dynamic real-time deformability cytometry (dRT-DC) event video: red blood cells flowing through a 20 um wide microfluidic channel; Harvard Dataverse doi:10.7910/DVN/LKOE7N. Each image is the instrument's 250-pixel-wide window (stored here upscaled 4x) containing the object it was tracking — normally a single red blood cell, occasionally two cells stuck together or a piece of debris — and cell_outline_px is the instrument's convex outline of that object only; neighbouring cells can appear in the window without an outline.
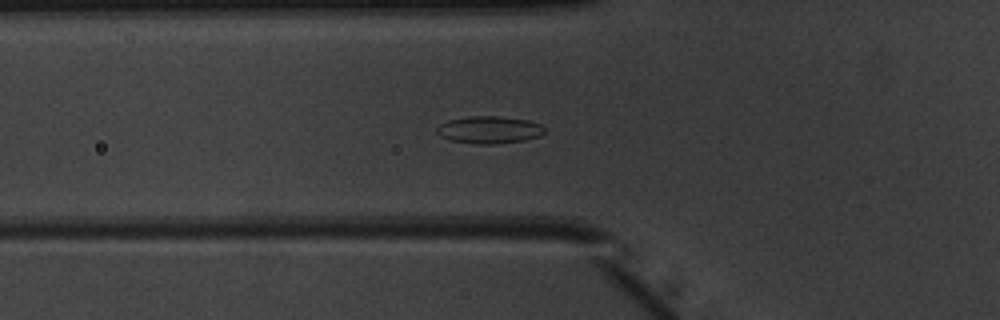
{"species": "common noctule bat (a hibernating species)", "species_latin": "Nyctalus noctula", "temperature_condition": "warm", "stored_images_in_passage": 52, "camera_frame_rate_fps": 3000, "um_per_image_px": 0.085, "animal": {"sex": "male", "body_mass_g": 20.1, "forearm_length_mm": 53.5}, "frame": {"image": 1, "passage_image": 19, "time_ms": 6.0, "image_size_px": [1000, 320], "cell_outline_px": [[544, 132], [540, 136], [524, 140], [496, 144], [476, 144], [452, 140], [440, 136], [436, 132], [436, 128], [440, 124], [448, 120], [468, 116], [496, 116], [528, 120], [540, 124], [544, 128]], "centroid_in_image_um": [41.57, 11.03], "position_along_channel_um": 84.2, "area_um2": 17.11}}
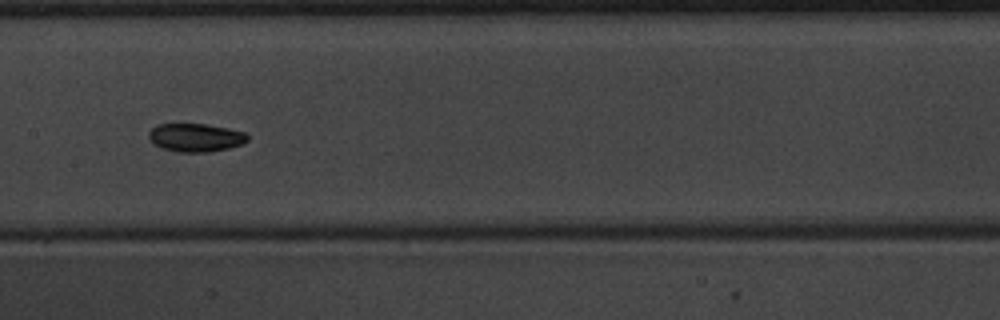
{"frame": {"image": 2, "passage_image": 27, "time_ms": 8.667, "image_size_px": [1000, 320], "cell_outline_px": [[248, 140], [240, 144], [228, 148], [208, 152], [176, 152], [160, 148], [152, 144], [148, 136], [148, 132], [156, 124], [204, 124], [228, 128], [244, 132], [248, 136]], "centroid_in_image_um": [16.56, 11.69], "position_along_channel_um": 190.8, "area_um2": 16.36}}
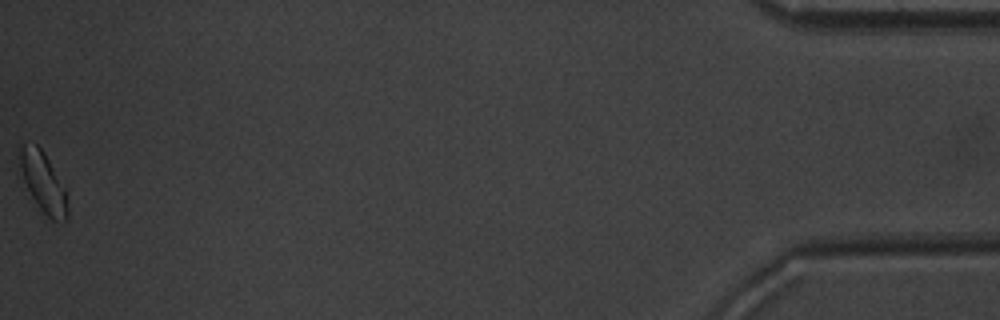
{"frame": {"image": 3, "passage_image": 52, "time_ms": 17.0, "image_size_px": [1000, 320], "cell_outline_px": [[68, 220], [52, 220], [40, 208], [32, 196], [24, 180], [20, 168], [16, 148], [24, 144], [36, 144], [44, 152], [64, 188], [68, 208]], "centroid_in_image_um": [3.64, 15.45], "position_along_channel_um": 431.6, "area_um2": 16.36}, "authors_computed_cell_mechanics": {"area_um2": 16.2996, "velocity_mm_per_s": 3.965, "shape_relaxation_time_tau1_ms": 1.9501, "shape_relaxation_time_tau2_ms": 6.1938, "deformation_change_tau1": 0.0759, "deformation_change_tau2": 0.0968}}